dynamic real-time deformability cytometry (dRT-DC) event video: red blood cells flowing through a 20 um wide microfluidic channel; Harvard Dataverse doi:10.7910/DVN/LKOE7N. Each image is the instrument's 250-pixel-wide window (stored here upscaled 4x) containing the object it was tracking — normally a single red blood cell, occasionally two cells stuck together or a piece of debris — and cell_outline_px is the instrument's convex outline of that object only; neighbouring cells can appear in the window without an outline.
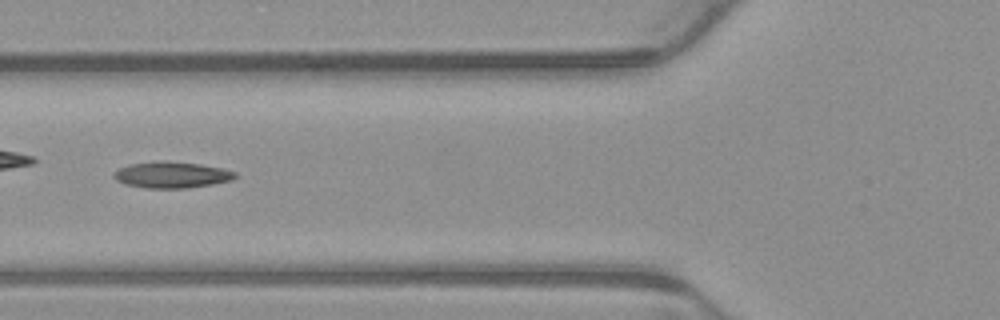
{"species": "common noctule bat (a hibernating species)", "species_latin": "Nyctalus noctula", "temperature_condition": "warm", "stored_images_in_passage": 4, "camera_frame_rate_fps": 3000, "um_per_image_px": 0.085, "animal": {"sex": "male", "body_mass_g": 23.1, "forearm_length_mm": 52.7}, "frame": {"image": 1, "passage_image": 3, "time_ms": 0.667, "image_size_px": [1000, 320], "cell_outline_px": [[236, 176], [232, 180], [212, 184], [188, 188], [144, 188], [124, 184], [116, 180], [112, 176], [120, 168], [128, 164], [200, 164], [224, 168], [236, 172]], "centroid_in_image_um": [14.63, 14.92], "position_along_channel_um": 111.2, "area_um2": 17.63}}
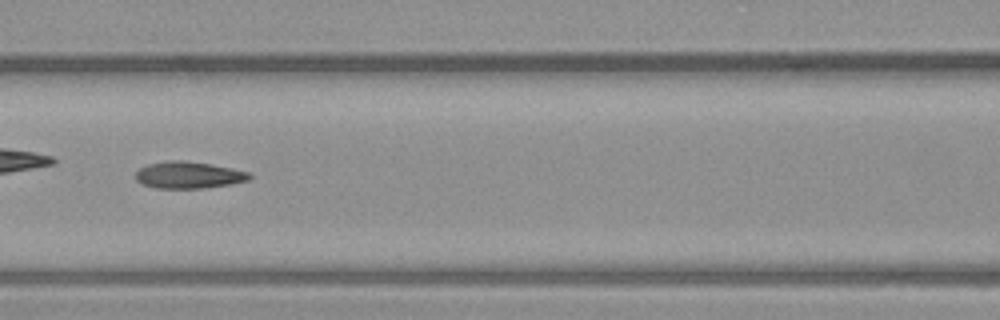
{"frame": {"image": 2, "passage_image": 4, "time_ms": 1.0, "image_size_px": [1000, 320], "cell_outline_px": [[252, 176], [248, 180], [232, 184], [204, 188], [156, 188], [140, 184], [136, 180], [136, 172], [140, 168], [148, 164], [168, 160], [184, 160], [232, 168], [248, 172]], "centroid_in_image_um": [16.01, 14.88], "position_along_channel_um": 150.6, "area_um2": 17.8}}